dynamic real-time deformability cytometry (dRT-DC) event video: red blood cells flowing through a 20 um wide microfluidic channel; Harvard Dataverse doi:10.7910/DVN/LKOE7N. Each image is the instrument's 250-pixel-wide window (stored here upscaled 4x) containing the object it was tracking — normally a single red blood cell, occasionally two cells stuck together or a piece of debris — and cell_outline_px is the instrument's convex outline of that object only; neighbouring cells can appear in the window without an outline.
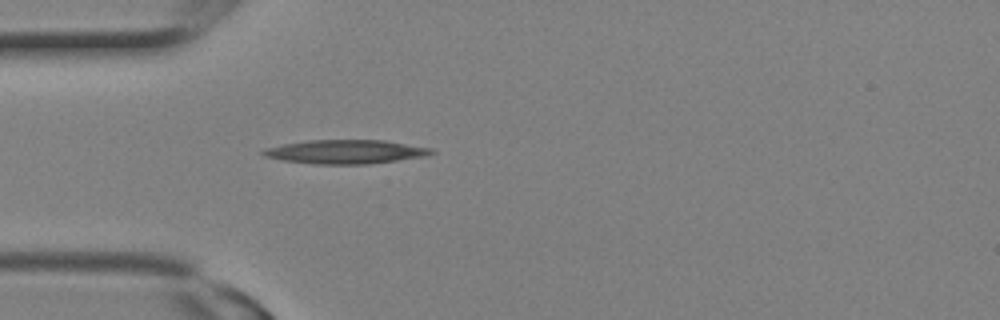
{"species": "Egyptian fruit bat (a non-hibernating species)", "species_latin": "Rousettus aegyptiacus", "temperature_condition": "room temperature", "stored_images_in_passage": 6, "camera_frame_rate_fps": 3000, "um_per_image_px": 0.085, "animal": {"sex": "female"}, "frame": {"image": 1, "passage_image": 1, "time_ms": 0.0, "image_size_px": [1000, 320], "cell_outline_px": [[436, 152], [428, 156], [368, 164], [316, 164], [284, 160], [264, 156], [260, 152], [264, 148], [284, 144], [308, 140], [384, 140], [432, 148]], "centroid_in_image_um": [29.41, 12.9], "position_along_channel_um": 55.6, "area_um2": 23.41}}
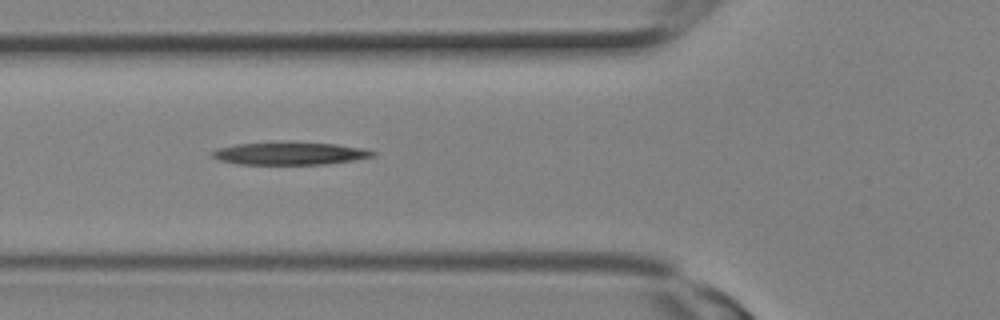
{"frame": {"image": 2, "passage_image": 3, "time_ms": 0.667, "image_size_px": [1000, 320], "cell_outline_px": [[376, 156], [328, 164], [236, 164], [220, 160], [212, 156], [208, 152], [216, 148], [236, 144], [336, 144], [360, 148], [376, 152]], "centroid_in_image_um": [24.59, 13.08], "position_along_channel_um": 101.2, "area_um2": 20.35}}
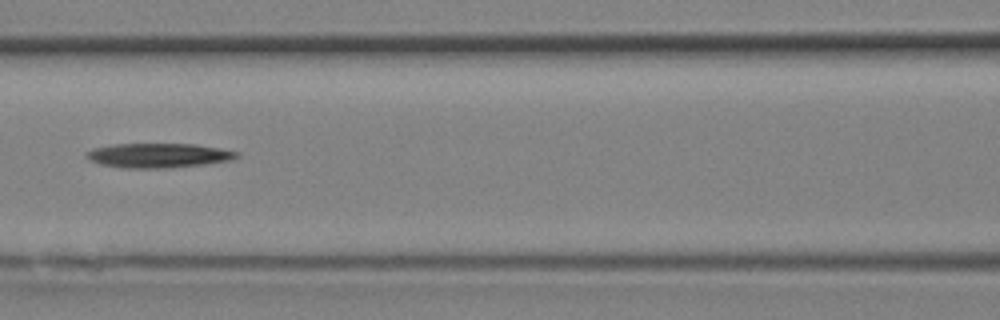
{"frame": {"image": 3, "passage_image": 5, "time_ms": 1.333, "image_size_px": [1000, 320], "cell_outline_px": [[240, 156], [236, 160], [204, 164], [164, 168], [120, 168], [100, 164], [88, 160], [84, 156], [84, 152], [92, 148], [112, 144], [196, 144], [220, 148], [240, 152]], "centroid_in_image_um": [13.46, 13.21], "position_along_channel_um": 153.1, "area_um2": 21.85}}